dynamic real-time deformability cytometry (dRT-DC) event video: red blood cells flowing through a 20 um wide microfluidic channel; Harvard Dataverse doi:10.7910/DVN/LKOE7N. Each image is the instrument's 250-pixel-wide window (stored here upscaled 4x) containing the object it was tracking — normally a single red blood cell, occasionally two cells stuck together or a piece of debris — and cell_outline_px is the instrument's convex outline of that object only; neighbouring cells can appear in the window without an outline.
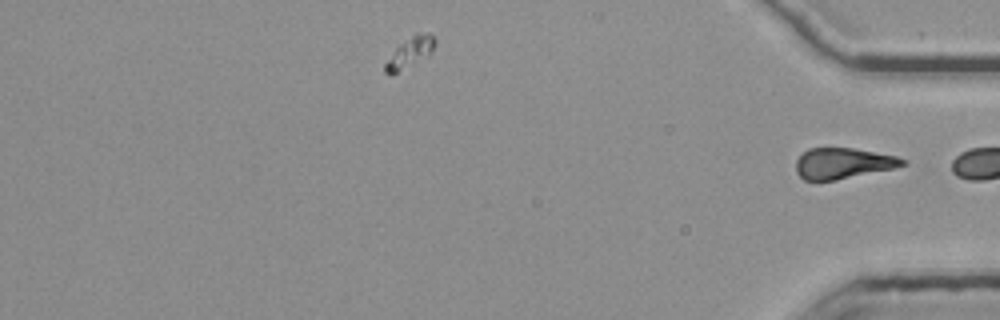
{"species": "common noctule bat (a hibernating species)", "species_latin": "Nyctalus noctula", "temperature_condition": "room temperature", "stored_images_in_passage": 38, "segment_of_instrument_passage": [2, 2], "camera_frame_rate_fps": 3000, "um_per_image_px": 0.085, "animal": {"sex": "female", "body_mass_g": 25.1}, "frame": {"image": 1, "passage_image": 38, "time_ms": 12.333, "image_size_px": [1000, 320], "cell_outline_px": [[908, 164], [892, 168], [836, 180], [816, 184], [804, 180], [796, 172], [796, 160], [808, 148], [852, 148], [896, 156], [908, 160]], "centroid_in_image_um": [71.6, 13.91], "position_along_channel_um": 363.6, "area_um2": 19.42}}